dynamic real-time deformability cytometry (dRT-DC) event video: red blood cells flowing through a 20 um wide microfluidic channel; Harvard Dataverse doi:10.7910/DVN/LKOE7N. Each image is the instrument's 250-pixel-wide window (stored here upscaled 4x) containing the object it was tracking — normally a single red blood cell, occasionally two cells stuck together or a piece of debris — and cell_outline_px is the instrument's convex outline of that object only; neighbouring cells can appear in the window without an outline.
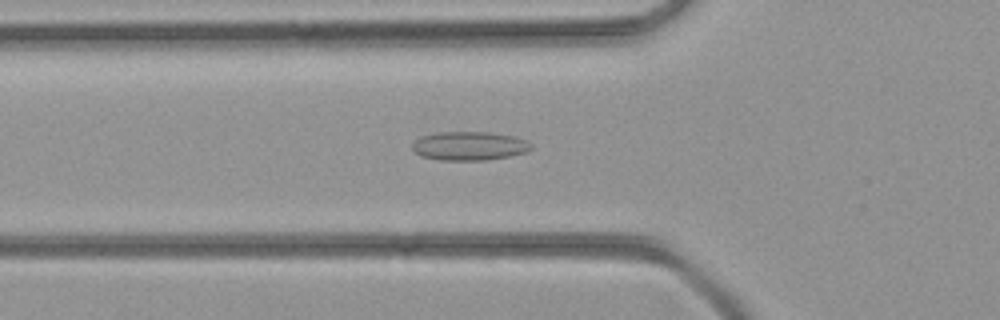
{"species": "common noctule bat (a hibernating species)", "species_latin": "Nyctalus noctula", "temperature_condition": "room temperature", "stored_images_in_passage": 34, "camera_frame_rate_fps": 3000, "um_per_image_px": 0.085, "animal": {"sex": "female", "body_mass_g": 21.9}, "frame": {"image": 1, "passage_image": 5, "time_ms": 1.333, "image_size_px": [1000, 320], "cell_outline_px": [[532, 148], [524, 152], [508, 156], [484, 160], [440, 160], [420, 156], [412, 148], [412, 144], [416, 140], [424, 136], [440, 132], [488, 132], [512, 136], [524, 140], [532, 144]], "centroid_in_image_um": [39.87, 12.41], "position_along_channel_um": 85.9, "area_um2": 19.59}}
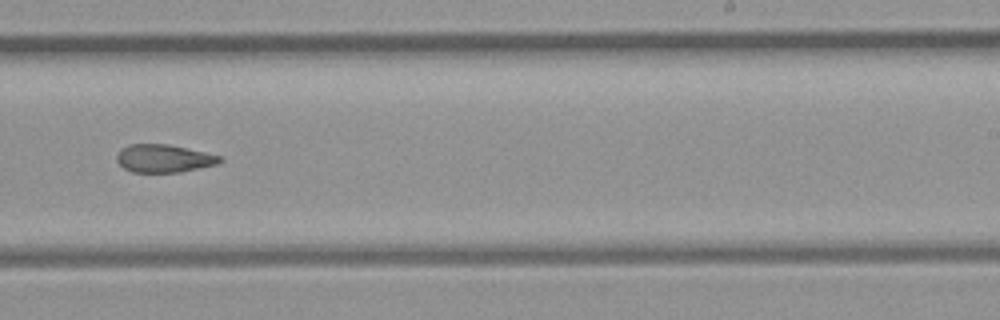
{"frame": {"image": 2, "passage_image": 17, "time_ms": 5.333, "image_size_px": [1000, 320], "cell_outline_px": [[224, 160], [216, 164], [200, 168], [180, 172], [132, 172], [124, 168], [116, 160], [116, 156], [120, 148], [128, 144], [168, 144], [204, 152], [220, 156]], "centroid_in_image_um": [13.89, 13.46], "position_along_channel_um": 275.1, "area_um2": 16.76}}
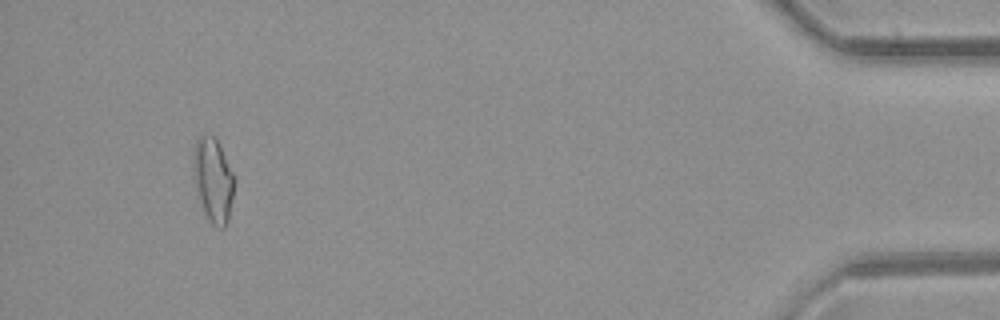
{"frame": {"image": 3, "passage_image": 31, "time_ms": 10.0, "image_size_px": [1000, 320], "cell_outline_px": [[232, 196], [228, 220], [224, 228], [216, 228], [208, 220], [204, 212], [196, 188], [192, 156], [196, 140], [200, 136], [212, 136], [216, 140], [232, 172]], "centroid_in_image_um": [18.08, 15.34], "position_along_channel_um": 417.1, "area_um2": 19.31}}